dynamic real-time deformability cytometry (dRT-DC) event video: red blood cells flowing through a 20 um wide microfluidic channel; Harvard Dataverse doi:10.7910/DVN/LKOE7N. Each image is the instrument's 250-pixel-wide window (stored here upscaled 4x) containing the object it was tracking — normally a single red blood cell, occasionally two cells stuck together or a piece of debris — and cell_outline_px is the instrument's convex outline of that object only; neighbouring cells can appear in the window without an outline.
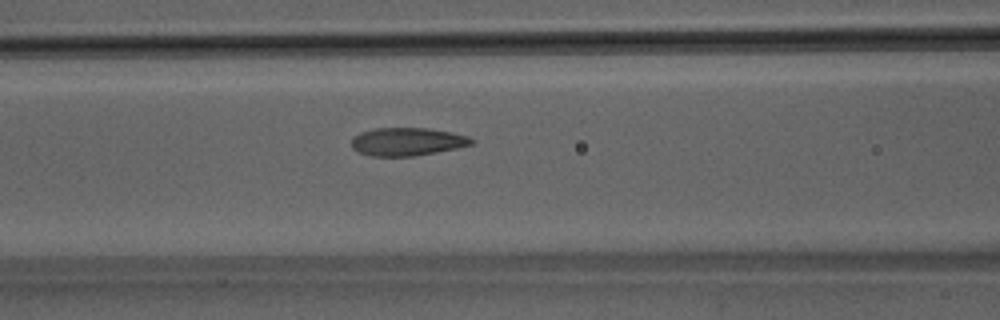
{"species": "Egyptian fruit bat (a non-hibernating species)", "species_latin": "Rousettus aegyptiacus", "temperature_condition": "room temperature", "stored_images_in_passage": 38, "camera_frame_rate_fps": 3000, "um_per_image_px": 0.085, "animal": {"sex": "male"}, "frame": {"image": 1, "passage_image": 9, "time_ms": 2.667, "image_size_px": [1000, 320], "cell_outline_px": [[476, 140], [472, 144], [456, 148], [436, 152], [412, 156], [372, 156], [360, 152], [352, 148], [352, 136], [360, 132], [376, 128], [428, 128], [452, 132], [468, 136]], "centroid_in_image_um": [34.62, 12.03], "position_along_channel_um": 132.0, "area_um2": 19.59}}
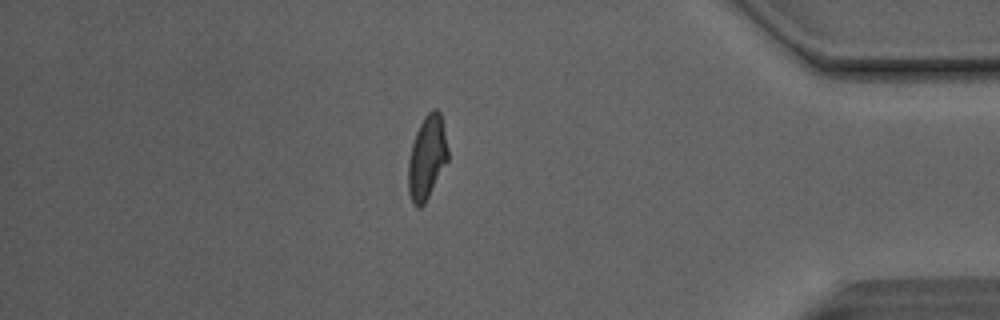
{"frame": {"image": 2, "passage_image": 31, "time_ms": 10.0, "image_size_px": [1000, 320], "cell_outline_px": [[448, 160], [424, 204], [420, 208], [416, 208], [412, 204], [408, 192], [408, 160], [412, 144], [416, 132], [424, 116], [432, 108], [436, 108], [440, 112], [448, 148]], "centroid_in_image_um": [36.28, 13.4], "position_along_channel_um": 398.9, "area_um2": 19.36}}
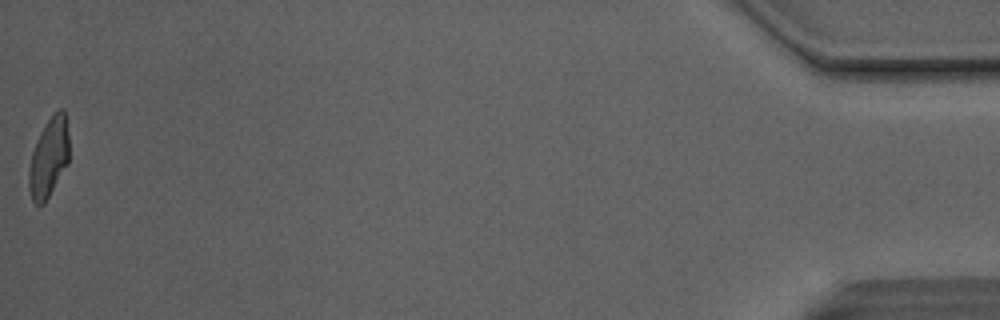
{"frame": {"image": 3, "passage_image": 38, "time_ms": 12.333, "image_size_px": [1000, 320], "cell_outline_px": [[68, 164], [44, 204], [36, 204], [32, 200], [28, 188], [28, 172], [32, 152], [36, 140], [40, 132], [48, 120], [60, 108], [64, 108], [68, 132]], "centroid_in_image_um": [4.14, 13.41], "position_along_channel_um": 431.1, "area_um2": 18.55}, "authors_computed_cell_mechanics": {"area_um2": 19.5364, "velocity_mm_per_s": 4.1267, "shape_relaxation_time_tau1_ms": 6.1157, "shape_relaxation_time_tau2_ms": 1.2302, "deformation_change_tau1": 0.1947, "deformation_change_tau2": 0.0918}}